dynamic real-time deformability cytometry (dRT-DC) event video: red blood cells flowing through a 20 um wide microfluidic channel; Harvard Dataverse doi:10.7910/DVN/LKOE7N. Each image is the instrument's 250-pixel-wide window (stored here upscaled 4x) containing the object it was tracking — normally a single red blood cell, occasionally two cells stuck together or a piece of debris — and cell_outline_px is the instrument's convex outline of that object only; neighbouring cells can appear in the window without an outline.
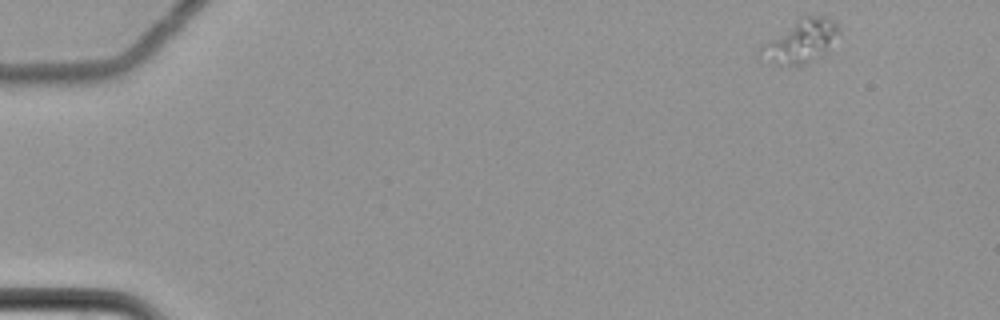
{"species": "common noctule bat (a hibernating species)", "species_latin": "Nyctalus noctula", "temperature_condition": "cold", "stored_images_in_passage": 7, "camera_frame_rate_fps": 3000, "um_per_image_px": 0.085, "animal": {"sex": "female", "body_mass_g": 22.7, "forearm_length_mm": 54.2}, "frame": {"image": 1, "passage_image": 1, "time_ms": 0.0, "image_size_px": [1000, 320], "cell_outline_px": [[840, 32], [828, 48], [824, 52], [808, 64], [776, 64], [756, 52], [764, 44], [808, 12], [828, 16], [836, 20], [840, 28]], "centroid_in_image_um": [68.15, 3.43], "position_along_channel_um": 16.8, "area_um2": 19.36}}
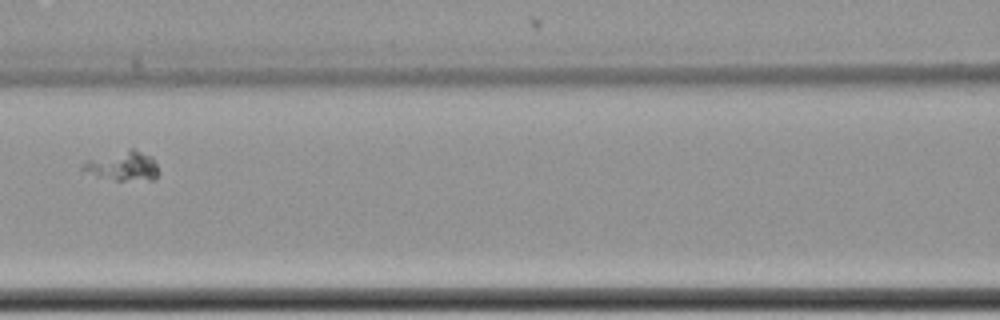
{"frame": {"image": 2, "passage_image": 6, "time_ms": 1.667, "image_size_px": [1000, 320], "cell_outline_px": [[160, 172], [156, 180], [116, 180], [96, 176], [80, 168], [80, 164], [84, 160], [132, 148], [152, 156]], "centroid_in_image_um": [10.46, 14.11], "position_along_channel_um": 156.1, "area_um2": 13.18}}
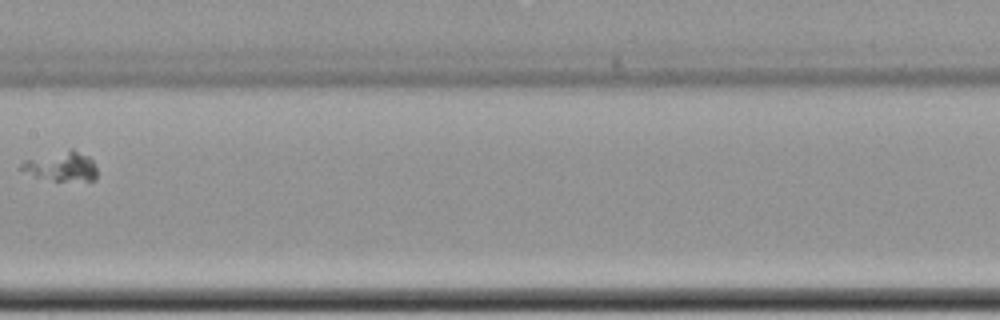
{"frame": {"image": 3, "passage_image": 7, "time_ms": 2.0, "image_size_px": [1000, 320], "cell_outline_px": [[96, 180], [52, 180], [36, 176], [20, 168], [20, 164], [24, 160], [72, 148], [88, 156], [92, 160], [96, 168]], "centroid_in_image_um": [5.25, 14.12], "position_along_channel_um": 202.2, "area_um2": 12.72}}